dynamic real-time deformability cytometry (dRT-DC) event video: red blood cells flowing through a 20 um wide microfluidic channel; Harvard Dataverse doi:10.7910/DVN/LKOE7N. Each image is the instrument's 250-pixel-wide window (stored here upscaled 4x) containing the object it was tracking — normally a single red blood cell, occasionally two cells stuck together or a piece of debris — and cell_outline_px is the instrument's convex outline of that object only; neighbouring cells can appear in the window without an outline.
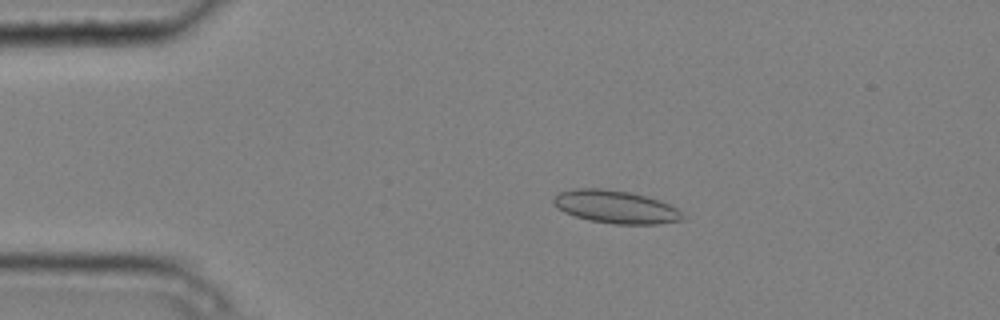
{"species": "common noctule bat (a hibernating species)", "species_latin": "Nyctalus noctula", "temperature_condition": "cold", "stored_images_in_passage": 6, "camera_frame_rate_fps": 3000, "um_per_image_px": 0.085, "animal": {"sex": "male", "body_mass_g": 20.4}, "frame": {"image": 1, "passage_image": 4, "time_ms": 1.0, "image_size_px": [1000, 320], "cell_outline_px": [[684, 220], [656, 224], [612, 224], [588, 220], [564, 212], [556, 208], [552, 204], [552, 200], [560, 192], [576, 188], [600, 188], [632, 192], [660, 200], [676, 208], [684, 216]], "centroid_in_image_um": [52.31, 17.58], "position_along_channel_um": 32.7, "area_um2": 24.85}}
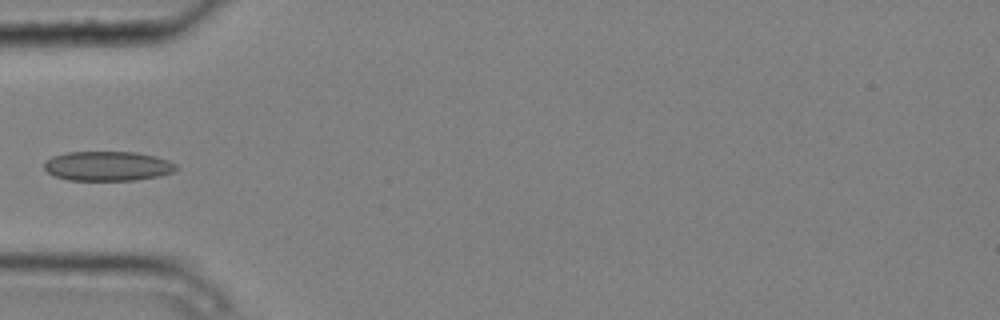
{"frame": {"image": 2, "passage_image": 6, "time_ms": 1.667, "image_size_px": [1000, 320], "cell_outline_px": [[180, 168], [172, 172], [160, 176], [136, 180], [68, 180], [56, 176], [48, 172], [44, 168], [44, 164], [52, 156], [68, 152], [136, 152], [156, 156], [168, 160], [176, 164]], "centroid_in_image_um": [9.2, 14.11], "position_along_channel_um": 75.8, "area_um2": 22.77}}